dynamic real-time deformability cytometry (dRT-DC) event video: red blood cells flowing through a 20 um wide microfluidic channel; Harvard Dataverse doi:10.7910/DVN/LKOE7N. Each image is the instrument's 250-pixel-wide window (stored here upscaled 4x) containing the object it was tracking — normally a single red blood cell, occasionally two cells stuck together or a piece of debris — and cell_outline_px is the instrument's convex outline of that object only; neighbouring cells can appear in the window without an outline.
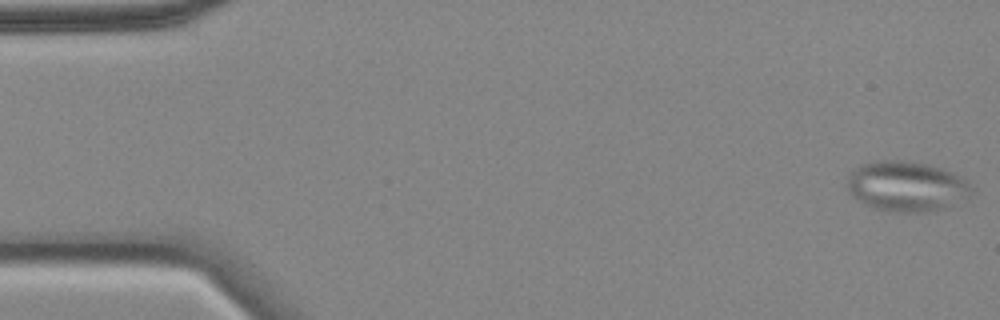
{"species": "common noctule bat (a hibernating species)", "species_latin": "Nyctalus noctula", "temperature_condition": "cold", "stored_images_in_passage": 56, "camera_frame_rate_fps": 3000, "um_per_image_px": 0.085, "animal": {"sex": "female", "body_mass_g": 18.4}, "frame": {"image": 1, "passage_image": 1, "time_ms": 0.0, "image_size_px": [1000, 320], "cell_outline_px": [[976, 188], [968, 196], [948, 208], [928, 212], [896, 212], [876, 208], [864, 204], [852, 196], [848, 192], [848, 176], [856, 168], [864, 164], [880, 160], [904, 160], [928, 164], [952, 172]], "centroid_in_image_um": [77.08, 15.85], "position_along_channel_um": 7.9, "area_um2": 36.36}, "authors_computed_cell_mechanics": {"area_um2": 28.6977, "velocity_mm_per_s": 3.5141, "shape_relaxation_time_tau1_ms": null, "shape_relaxation_time_tau2_ms": 1.6095, "deformation_change_tau1": null, "deformation_change_tau2": 0.0679}}